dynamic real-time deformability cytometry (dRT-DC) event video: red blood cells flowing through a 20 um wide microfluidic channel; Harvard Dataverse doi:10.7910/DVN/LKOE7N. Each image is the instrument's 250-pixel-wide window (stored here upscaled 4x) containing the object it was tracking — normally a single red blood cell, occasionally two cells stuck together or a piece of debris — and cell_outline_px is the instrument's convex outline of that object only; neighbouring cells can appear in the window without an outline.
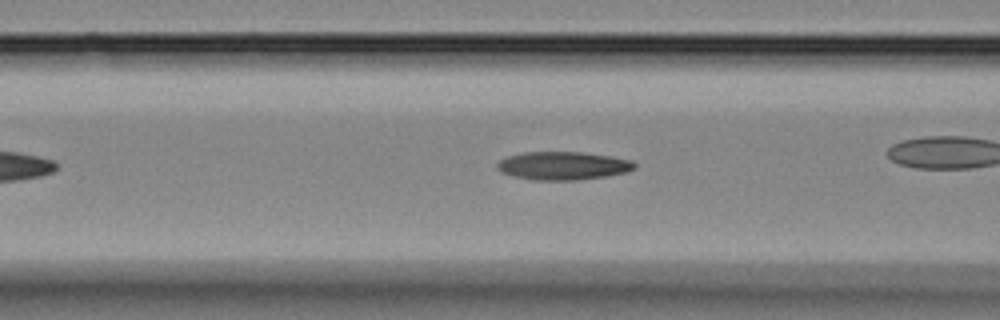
{"species": "Egyptian fruit bat (a non-hibernating species)", "species_latin": "Rousettus aegyptiacus", "temperature_condition": "room temperature", "stored_images_in_passage": 25, "camera_frame_rate_fps": 3000, "um_per_image_px": 0.085, "animal": {"sex": "female"}, "frame": {"image": 1, "passage_image": 8, "time_ms": 2.333, "image_size_px": [1000, 320], "cell_outline_px": [[636, 168], [628, 172], [608, 176], [576, 180], [532, 180], [512, 176], [500, 172], [496, 168], [496, 164], [500, 160], [508, 156], [524, 152], [580, 152], [612, 156], [632, 160], [636, 164]], "centroid_in_image_um": [47.86, 14.09], "position_along_channel_um": 118.7, "area_um2": 22.83}}